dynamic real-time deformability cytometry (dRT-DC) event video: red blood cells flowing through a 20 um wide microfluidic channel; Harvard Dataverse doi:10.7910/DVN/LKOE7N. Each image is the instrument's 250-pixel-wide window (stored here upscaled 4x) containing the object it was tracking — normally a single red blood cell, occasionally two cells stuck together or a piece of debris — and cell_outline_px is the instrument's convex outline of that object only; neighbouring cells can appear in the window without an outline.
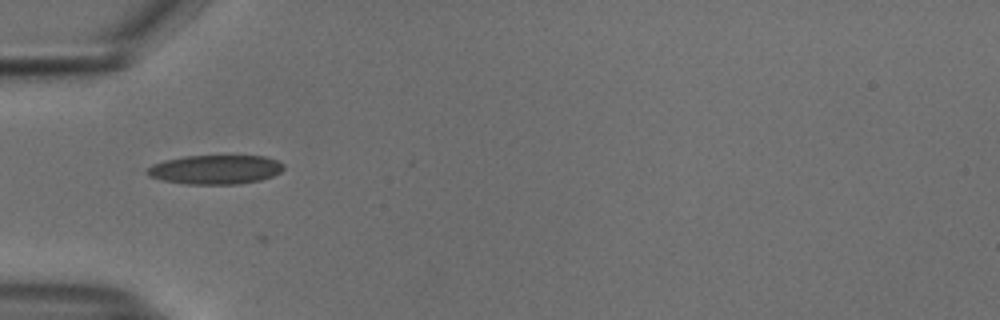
{"species": "common noctule bat (a hibernating species)", "species_latin": "Nyctalus noctula", "temperature_condition": "cold", "stored_images_in_passage": 20, "camera_frame_rate_fps": 3000, "um_per_image_px": 0.085, "animal": {"sex": "male", "body_mass_g": 18.8}, "frame": {"image": 1, "passage_image": 1, "time_ms": 0.0, "image_size_px": [1000, 320], "cell_outline_px": [[284, 168], [280, 172], [272, 176], [260, 180], [236, 184], [184, 184], [164, 180], [148, 176], [144, 172], [152, 164], [164, 160], [184, 156], [264, 156], [276, 160], [284, 164]], "centroid_in_image_um": [18.28, 14.41], "position_along_channel_um": 66.7, "area_um2": 23.18}}
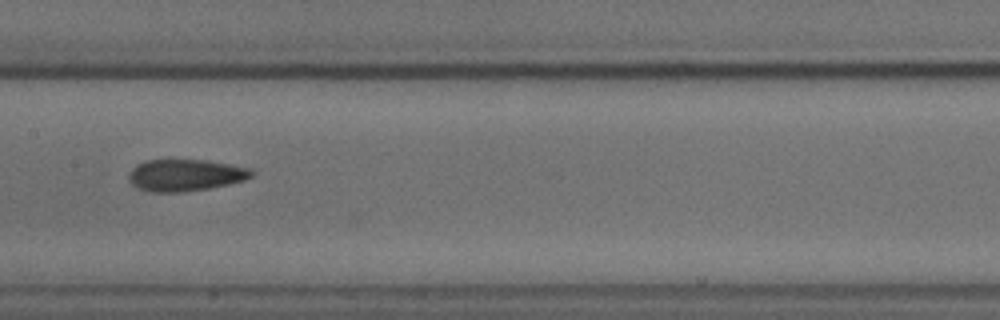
{"frame": {"image": 2, "passage_image": 11, "time_ms": 3.333, "image_size_px": [1000, 320], "cell_outline_px": [[256, 172], [252, 176], [244, 180], [228, 184], [208, 188], [180, 192], [148, 192], [136, 188], [128, 180], [128, 176], [132, 168], [136, 164], [144, 160], [168, 156], [172, 156], [204, 160], [232, 164], [252, 168]], "centroid_in_image_um": [15.7, 14.83], "position_along_channel_um": 191.7, "area_um2": 23.93}}
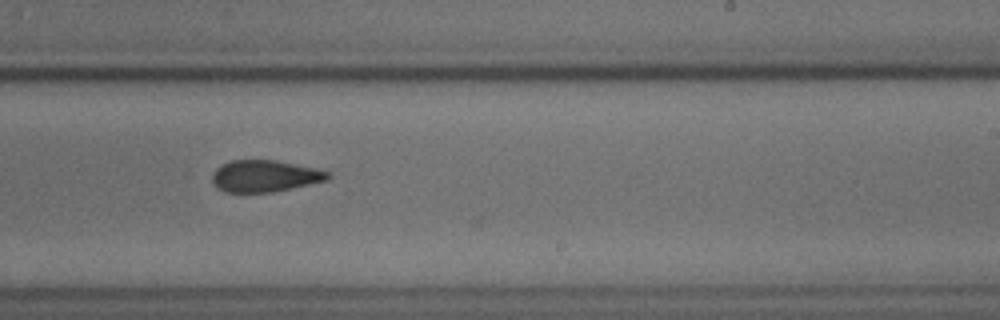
{"frame": {"image": 3, "passage_image": 17, "time_ms": 5.333, "image_size_px": [1000, 320], "cell_outline_px": [[332, 176], [328, 180], [272, 192], [224, 192], [216, 188], [212, 184], [212, 176], [216, 168], [220, 164], [232, 160], [276, 160], [312, 168], [328, 172]], "centroid_in_image_um": [22.45, 14.97], "position_along_channel_um": 266.6, "area_um2": 21.33}}